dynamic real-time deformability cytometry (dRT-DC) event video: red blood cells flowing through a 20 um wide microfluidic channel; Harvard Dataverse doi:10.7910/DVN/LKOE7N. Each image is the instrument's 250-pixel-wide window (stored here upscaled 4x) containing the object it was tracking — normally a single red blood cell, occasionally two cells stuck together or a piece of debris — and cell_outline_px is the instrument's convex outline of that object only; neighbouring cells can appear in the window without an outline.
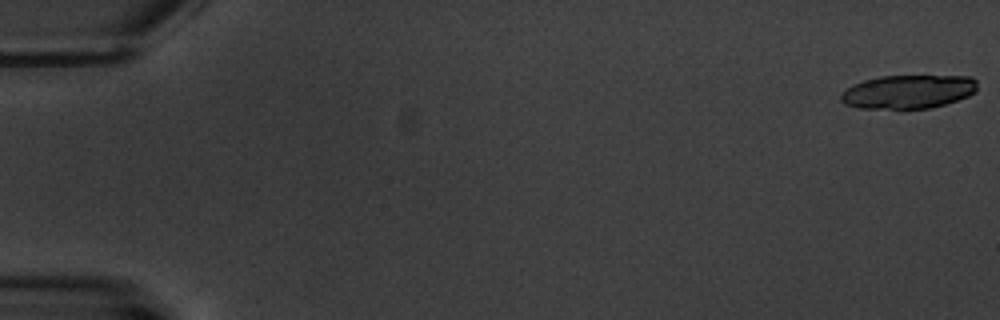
{"species": "common noctule bat (a hibernating species)", "species_latin": "Nyctalus noctula", "temperature_condition": "warm", "stored_images_in_passage": 7, "segment_of_instrument_passage": [1, 2], "camera_frame_rate_fps": 3000, "um_per_image_px": 0.085, "animal": {"sex": "male", "body_mass_g": 20.1, "forearm_length_mm": 53.5}, "frame": {"image": 1, "passage_image": 1, "time_ms": 0.0, "image_size_px": [1000, 320], "cell_outline_px": [[976, 92], [968, 96], [932, 108], [860, 108], [844, 104], [840, 100], [840, 96], [852, 84], [864, 80], [880, 76], [972, 76], [976, 80]], "centroid_in_image_um": [77.2, 7.79], "position_along_channel_um": 7.8, "area_um2": 26.65}}